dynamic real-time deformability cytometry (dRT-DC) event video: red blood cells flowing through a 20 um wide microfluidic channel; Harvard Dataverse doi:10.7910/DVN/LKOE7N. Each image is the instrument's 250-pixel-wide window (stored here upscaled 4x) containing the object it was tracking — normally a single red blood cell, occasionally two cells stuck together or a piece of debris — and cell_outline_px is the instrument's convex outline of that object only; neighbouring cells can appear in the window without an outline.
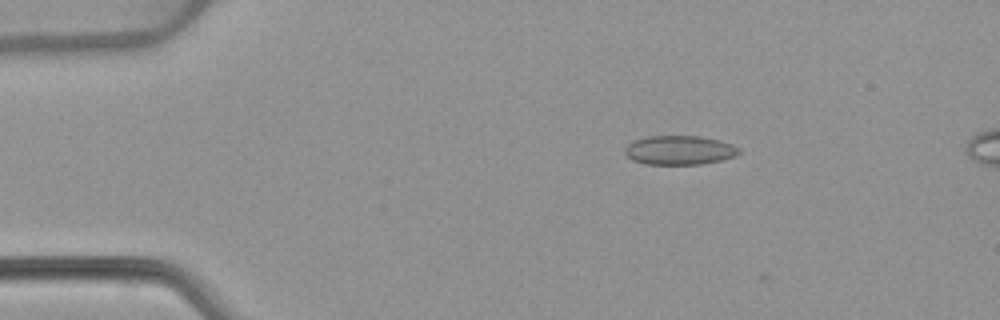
{"species": "common noctule bat (a hibernating species)", "species_latin": "Nyctalus noctula", "temperature_condition": "warm", "stored_images_in_passage": 10, "camera_frame_rate_fps": 3000, "um_per_image_px": 0.085, "animal": {"sex": "female", "body_mass_g": 22.7, "forearm_length_mm": 54.2}, "frame": {"image": 1, "passage_image": 9, "time_ms": 2.667, "image_size_px": [1000, 320], "cell_outline_px": [[740, 152], [736, 156], [720, 160], [700, 164], [644, 164], [632, 160], [624, 152], [624, 148], [632, 140], [648, 136], [700, 136], [720, 140], [732, 144], [740, 148]], "centroid_in_image_um": [57.74, 12.76], "position_along_channel_um": 27.3, "area_um2": 19.48}}